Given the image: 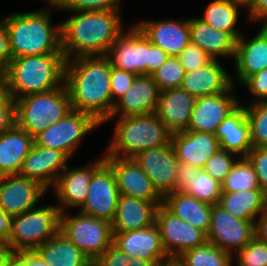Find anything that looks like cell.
<instances>
[{
  "label": "cell",
  "mask_w": 267,
  "mask_h": 266,
  "mask_svg": "<svg viewBox=\"0 0 267 266\" xmlns=\"http://www.w3.org/2000/svg\"><path fill=\"white\" fill-rule=\"evenodd\" d=\"M15 124V100L5 87L0 91V134Z\"/></svg>",
  "instance_id": "47"
},
{
  "label": "cell",
  "mask_w": 267,
  "mask_h": 266,
  "mask_svg": "<svg viewBox=\"0 0 267 266\" xmlns=\"http://www.w3.org/2000/svg\"><path fill=\"white\" fill-rule=\"evenodd\" d=\"M27 266H49L36 251H26Z\"/></svg>",
  "instance_id": "56"
},
{
  "label": "cell",
  "mask_w": 267,
  "mask_h": 266,
  "mask_svg": "<svg viewBox=\"0 0 267 266\" xmlns=\"http://www.w3.org/2000/svg\"><path fill=\"white\" fill-rule=\"evenodd\" d=\"M218 205L239 219L255 222L267 208V195L263 190L222 192Z\"/></svg>",
  "instance_id": "32"
},
{
  "label": "cell",
  "mask_w": 267,
  "mask_h": 266,
  "mask_svg": "<svg viewBox=\"0 0 267 266\" xmlns=\"http://www.w3.org/2000/svg\"><path fill=\"white\" fill-rule=\"evenodd\" d=\"M235 3L241 4L245 11L252 5L255 0H232Z\"/></svg>",
  "instance_id": "61"
},
{
  "label": "cell",
  "mask_w": 267,
  "mask_h": 266,
  "mask_svg": "<svg viewBox=\"0 0 267 266\" xmlns=\"http://www.w3.org/2000/svg\"><path fill=\"white\" fill-rule=\"evenodd\" d=\"M133 159L162 197L174 192L179 161L171 142L160 147L146 149Z\"/></svg>",
  "instance_id": "16"
},
{
  "label": "cell",
  "mask_w": 267,
  "mask_h": 266,
  "mask_svg": "<svg viewBox=\"0 0 267 266\" xmlns=\"http://www.w3.org/2000/svg\"><path fill=\"white\" fill-rule=\"evenodd\" d=\"M136 77V74L123 69L115 68L111 64L110 87L112 101L114 103H116L132 86Z\"/></svg>",
  "instance_id": "43"
},
{
  "label": "cell",
  "mask_w": 267,
  "mask_h": 266,
  "mask_svg": "<svg viewBox=\"0 0 267 266\" xmlns=\"http://www.w3.org/2000/svg\"><path fill=\"white\" fill-rule=\"evenodd\" d=\"M255 168L261 190L267 195V147H255L247 155Z\"/></svg>",
  "instance_id": "46"
},
{
  "label": "cell",
  "mask_w": 267,
  "mask_h": 266,
  "mask_svg": "<svg viewBox=\"0 0 267 266\" xmlns=\"http://www.w3.org/2000/svg\"><path fill=\"white\" fill-rule=\"evenodd\" d=\"M159 93L160 90L152 75H137L132 86L115 103L110 118L155 112Z\"/></svg>",
  "instance_id": "21"
},
{
  "label": "cell",
  "mask_w": 267,
  "mask_h": 266,
  "mask_svg": "<svg viewBox=\"0 0 267 266\" xmlns=\"http://www.w3.org/2000/svg\"><path fill=\"white\" fill-rule=\"evenodd\" d=\"M113 244L130 258L145 260H167L160 231L154 224L140 230L113 233Z\"/></svg>",
  "instance_id": "23"
},
{
  "label": "cell",
  "mask_w": 267,
  "mask_h": 266,
  "mask_svg": "<svg viewBox=\"0 0 267 266\" xmlns=\"http://www.w3.org/2000/svg\"><path fill=\"white\" fill-rule=\"evenodd\" d=\"M111 119H117V122L104 156L134 158L146 149L160 147L171 142L172 133L155 112L109 118L107 121Z\"/></svg>",
  "instance_id": "5"
},
{
  "label": "cell",
  "mask_w": 267,
  "mask_h": 266,
  "mask_svg": "<svg viewBox=\"0 0 267 266\" xmlns=\"http://www.w3.org/2000/svg\"><path fill=\"white\" fill-rule=\"evenodd\" d=\"M162 204L120 195L111 222L112 232L140 230L154 225L157 208Z\"/></svg>",
  "instance_id": "28"
},
{
  "label": "cell",
  "mask_w": 267,
  "mask_h": 266,
  "mask_svg": "<svg viewBox=\"0 0 267 266\" xmlns=\"http://www.w3.org/2000/svg\"><path fill=\"white\" fill-rule=\"evenodd\" d=\"M60 232L92 263L113 243L111 222L79 211L61 212Z\"/></svg>",
  "instance_id": "8"
},
{
  "label": "cell",
  "mask_w": 267,
  "mask_h": 266,
  "mask_svg": "<svg viewBox=\"0 0 267 266\" xmlns=\"http://www.w3.org/2000/svg\"><path fill=\"white\" fill-rule=\"evenodd\" d=\"M66 59L63 53L12 58L4 71L5 89L17 100L64 85Z\"/></svg>",
  "instance_id": "4"
},
{
  "label": "cell",
  "mask_w": 267,
  "mask_h": 266,
  "mask_svg": "<svg viewBox=\"0 0 267 266\" xmlns=\"http://www.w3.org/2000/svg\"><path fill=\"white\" fill-rule=\"evenodd\" d=\"M11 216L0 207V242H8L11 234Z\"/></svg>",
  "instance_id": "54"
},
{
  "label": "cell",
  "mask_w": 267,
  "mask_h": 266,
  "mask_svg": "<svg viewBox=\"0 0 267 266\" xmlns=\"http://www.w3.org/2000/svg\"><path fill=\"white\" fill-rule=\"evenodd\" d=\"M184 67L177 56L169 58L152 74L153 80L161 91L181 86L184 78Z\"/></svg>",
  "instance_id": "39"
},
{
  "label": "cell",
  "mask_w": 267,
  "mask_h": 266,
  "mask_svg": "<svg viewBox=\"0 0 267 266\" xmlns=\"http://www.w3.org/2000/svg\"><path fill=\"white\" fill-rule=\"evenodd\" d=\"M200 169L183 161H179L176 174L175 192H180L186 183L190 182L193 175L197 174Z\"/></svg>",
  "instance_id": "49"
},
{
  "label": "cell",
  "mask_w": 267,
  "mask_h": 266,
  "mask_svg": "<svg viewBox=\"0 0 267 266\" xmlns=\"http://www.w3.org/2000/svg\"><path fill=\"white\" fill-rule=\"evenodd\" d=\"M112 169L120 195L152 203H163V197L154 188L152 181L133 158L104 156Z\"/></svg>",
  "instance_id": "15"
},
{
  "label": "cell",
  "mask_w": 267,
  "mask_h": 266,
  "mask_svg": "<svg viewBox=\"0 0 267 266\" xmlns=\"http://www.w3.org/2000/svg\"><path fill=\"white\" fill-rule=\"evenodd\" d=\"M48 190L39 182L18 174L0 176V207L11 217L38 206Z\"/></svg>",
  "instance_id": "17"
},
{
  "label": "cell",
  "mask_w": 267,
  "mask_h": 266,
  "mask_svg": "<svg viewBox=\"0 0 267 266\" xmlns=\"http://www.w3.org/2000/svg\"><path fill=\"white\" fill-rule=\"evenodd\" d=\"M162 205L176 217L208 234L212 205L186 193L175 191L163 197Z\"/></svg>",
  "instance_id": "31"
},
{
  "label": "cell",
  "mask_w": 267,
  "mask_h": 266,
  "mask_svg": "<svg viewBox=\"0 0 267 266\" xmlns=\"http://www.w3.org/2000/svg\"><path fill=\"white\" fill-rule=\"evenodd\" d=\"M171 144L178 161L199 169H203L207 160L220 149L213 134L190 130L173 133Z\"/></svg>",
  "instance_id": "25"
},
{
  "label": "cell",
  "mask_w": 267,
  "mask_h": 266,
  "mask_svg": "<svg viewBox=\"0 0 267 266\" xmlns=\"http://www.w3.org/2000/svg\"><path fill=\"white\" fill-rule=\"evenodd\" d=\"M71 109L64 84L48 92L29 94L15 100V124L35 137L61 120Z\"/></svg>",
  "instance_id": "6"
},
{
  "label": "cell",
  "mask_w": 267,
  "mask_h": 266,
  "mask_svg": "<svg viewBox=\"0 0 267 266\" xmlns=\"http://www.w3.org/2000/svg\"><path fill=\"white\" fill-rule=\"evenodd\" d=\"M128 29L116 38L107 57L115 68L136 75H146V64H149V39L136 24Z\"/></svg>",
  "instance_id": "12"
},
{
  "label": "cell",
  "mask_w": 267,
  "mask_h": 266,
  "mask_svg": "<svg viewBox=\"0 0 267 266\" xmlns=\"http://www.w3.org/2000/svg\"><path fill=\"white\" fill-rule=\"evenodd\" d=\"M121 0H67L62 11L122 10Z\"/></svg>",
  "instance_id": "44"
},
{
  "label": "cell",
  "mask_w": 267,
  "mask_h": 266,
  "mask_svg": "<svg viewBox=\"0 0 267 266\" xmlns=\"http://www.w3.org/2000/svg\"><path fill=\"white\" fill-rule=\"evenodd\" d=\"M60 215L56 204H46L13 216L7 243L15 253L35 251L60 231Z\"/></svg>",
  "instance_id": "7"
},
{
  "label": "cell",
  "mask_w": 267,
  "mask_h": 266,
  "mask_svg": "<svg viewBox=\"0 0 267 266\" xmlns=\"http://www.w3.org/2000/svg\"><path fill=\"white\" fill-rule=\"evenodd\" d=\"M233 265L267 266V243L254 237L233 256Z\"/></svg>",
  "instance_id": "40"
},
{
  "label": "cell",
  "mask_w": 267,
  "mask_h": 266,
  "mask_svg": "<svg viewBox=\"0 0 267 266\" xmlns=\"http://www.w3.org/2000/svg\"><path fill=\"white\" fill-rule=\"evenodd\" d=\"M222 192L261 190L255 168L247 157H239L221 183Z\"/></svg>",
  "instance_id": "35"
},
{
  "label": "cell",
  "mask_w": 267,
  "mask_h": 266,
  "mask_svg": "<svg viewBox=\"0 0 267 266\" xmlns=\"http://www.w3.org/2000/svg\"><path fill=\"white\" fill-rule=\"evenodd\" d=\"M100 125L90 114L71 109L61 120L36 135L34 142L60 150L72 159L82 139Z\"/></svg>",
  "instance_id": "9"
},
{
  "label": "cell",
  "mask_w": 267,
  "mask_h": 266,
  "mask_svg": "<svg viewBox=\"0 0 267 266\" xmlns=\"http://www.w3.org/2000/svg\"><path fill=\"white\" fill-rule=\"evenodd\" d=\"M34 137L14 124L0 134V176L18 174L30 152Z\"/></svg>",
  "instance_id": "30"
},
{
  "label": "cell",
  "mask_w": 267,
  "mask_h": 266,
  "mask_svg": "<svg viewBox=\"0 0 267 266\" xmlns=\"http://www.w3.org/2000/svg\"><path fill=\"white\" fill-rule=\"evenodd\" d=\"M240 85H244L252 97L250 104L267 100V68L246 78Z\"/></svg>",
  "instance_id": "45"
},
{
  "label": "cell",
  "mask_w": 267,
  "mask_h": 266,
  "mask_svg": "<svg viewBox=\"0 0 267 266\" xmlns=\"http://www.w3.org/2000/svg\"><path fill=\"white\" fill-rule=\"evenodd\" d=\"M105 163L104 154L90 165L66 169L59 175L52 187L61 212L81 208L89 190L92 175Z\"/></svg>",
  "instance_id": "13"
},
{
  "label": "cell",
  "mask_w": 267,
  "mask_h": 266,
  "mask_svg": "<svg viewBox=\"0 0 267 266\" xmlns=\"http://www.w3.org/2000/svg\"><path fill=\"white\" fill-rule=\"evenodd\" d=\"M49 266H92V262L60 231L35 250Z\"/></svg>",
  "instance_id": "33"
},
{
  "label": "cell",
  "mask_w": 267,
  "mask_h": 266,
  "mask_svg": "<svg viewBox=\"0 0 267 266\" xmlns=\"http://www.w3.org/2000/svg\"><path fill=\"white\" fill-rule=\"evenodd\" d=\"M220 63L214 59L202 68L185 72L180 87L196 98L228 91L237 81Z\"/></svg>",
  "instance_id": "26"
},
{
  "label": "cell",
  "mask_w": 267,
  "mask_h": 266,
  "mask_svg": "<svg viewBox=\"0 0 267 266\" xmlns=\"http://www.w3.org/2000/svg\"><path fill=\"white\" fill-rule=\"evenodd\" d=\"M254 223L235 217L218 204L212 205L207 242L234 256L255 237Z\"/></svg>",
  "instance_id": "10"
},
{
  "label": "cell",
  "mask_w": 267,
  "mask_h": 266,
  "mask_svg": "<svg viewBox=\"0 0 267 266\" xmlns=\"http://www.w3.org/2000/svg\"><path fill=\"white\" fill-rule=\"evenodd\" d=\"M155 225L169 257H179L183 252L207 242V235L203 231L176 217L163 205L157 208Z\"/></svg>",
  "instance_id": "11"
},
{
  "label": "cell",
  "mask_w": 267,
  "mask_h": 266,
  "mask_svg": "<svg viewBox=\"0 0 267 266\" xmlns=\"http://www.w3.org/2000/svg\"><path fill=\"white\" fill-rule=\"evenodd\" d=\"M190 42L207 52L213 59L234 60L236 40L226 32L210 26L199 17L189 18Z\"/></svg>",
  "instance_id": "29"
},
{
  "label": "cell",
  "mask_w": 267,
  "mask_h": 266,
  "mask_svg": "<svg viewBox=\"0 0 267 266\" xmlns=\"http://www.w3.org/2000/svg\"><path fill=\"white\" fill-rule=\"evenodd\" d=\"M5 87L4 71L0 69V91Z\"/></svg>",
  "instance_id": "62"
},
{
  "label": "cell",
  "mask_w": 267,
  "mask_h": 266,
  "mask_svg": "<svg viewBox=\"0 0 267 266\" xmlns=\"http://www.w3.org/2000/svg\"><path fill=\"white\" fill-rule=\"evenodd\" d=\"M152 44L158 46L169 56H179L190 43L189 18L146 20L136 23Z\"/></svg>",
  "instance_id": "20"
},
{
  "label": "cell",
  "mask_w": 267,
  "mask_h": 266,
  "mask_svg": "<svg viewBox=\"0 0 267 266\" xmlns=\"http://www.w3.org/2000/svg\"><path fill=\"white\" fill-rule=\"evenodd\" d=\"M246 12L247 20L262 26L267 24V0H255Z\"/></svg>",
  "instance_id": "52"
},
{
  "label": "cell",
  "mask_w": 267,
  "mask_h": 266,
  "mask_svg": "<svg viewBox=\"0 0 267 266\" xmlns=\"http://www.w3.org/2000/svg\"><path fill=\"white\" fill-rule=\"evenodd\" d=\"M165 260H145L141 258H131L128 266H160Z\"/></svg>",
  "instance_id": "57"
},
{
  "label": "cell",
  "mask_w": 267,
  "mask_h": 266,
  "mask_svg": "<svg viewBox=\"0 0 267 266\" xmlns=\"http://www.w3.org/2000/svg\"><path fill=\"white\" fill-rule=\"evenodd\" d=\"M120 194L112 169L104 163L91 177L80 213L112 222Z\"/></svg>",
  "instance_id": "14"
},
{
  "label": "cell",
  "mask_w": 267,
  "mask_h": 266,
  "mask_svg": "<svg viewBox=\"0 0 267 266\" xmlns=\"http://www.w3.org/2000/svg\"><path fill=\"white\" fill-rule=\"evenodd\" d=\"M52 11L40 8L32 12H12L2 18L6 24L12 58L63 53L61 23L53 25Z\"/></svg>",
  "instance_id": "3"
},
{
  "label": "cell",
  "mask_w": 267,
  "mask_h": 266,
  "mask_svg": "<svg viewBox=\"0 0 267 266\" xmlns=\"http://www.w3.org/2000/svg\"><path fill=\"white\" fill-rule=\"evenodd\" d=\"M160 266H185L178 257H169Z\"/></svg>",
  "instance_id": "60"
},
{
  "label": "cell",
  "mask_w": 267,
  "mask_h": 266,
  "mask_svg": "<svg viewBox=\"0 0 267 266\" xmlns=\"http://www.w3.org/2000/svg\"><path fill=\"white\" fill-rule=\"evenodd\" d=\"M178 258L185 266H233V256L209 242L183 252Z\"/></svg>",
  "instance_id": "36"
},
{
  "label": "cell",
  "mask_w": 267,
  "mask_h": 266,
  "mask_svg": "<svg viewBox=\"0 0 267 266\" xmlns=\"http://www.w3.org/2000/svg\"><path fill=\"white\" fill-rule=\"evenodd\" d=\"M74 14L61 23V50L66 60L107 56L125 30L120 10L66 11Z\"/></svg>",
  "instance_id": "2"
},
{
  "label": "cell",
  "mask_w": 267,
  "mask_h": 266,
  "mask_svg": "<svg viewBox=\"0 0 267 266\" xmlns=\"http://www.w3.org/2000/svg\"><path fill=\"white\" fill-rule=\"evenodd\" d=\"M235 88L233 85L224 93L198 97L188 130L214 135L222 121L240 104V100L233 95Z\"/></svg>",
  "instance_id": "19"
},
{
  "label": "cell",
  "mask_w": 267,
  "mask_h": 266,
  "mask_svg": "<svg viewBox=\"0 0 267 266\" xmlns=\"http://www.w3.org/2000/svg\"><path fill=\"white\" fill-rule=\"evenodd\" d=\"M69 160L70 158L60 150L34 143L22 162L18 175L39 182L49 192L59 175L69 165Z\"/></svg>",
  "instance_id": "18"
},
{
  "label": "cell",
  "mask_w": 267,
  "mask_h": 266,
  "mask_svg": "<svg viewBox=\"0 0 267 266\" xmlns=\"http://www.w3.org/2000/svg\"><path fill=\"white\" fill-rule=\"evenodd\" d=\"M12 55L9 47V37L6 24L3 19L0 20V69L5 71L11 62Z\"/></svg>",
  "instance_id": "50"
},
{
  "label": "cell",
  "mask_w": 267,
  "mask_h": 266,
  "mask_svg": "<svg viewBox=\"0 0 267 266\" xmlns=\"http://www.w3.org/2000/svg\"><path fill=\"white\" fill-rule=\"evenodd\" d=\"M245 9L241 4L232 0H212L206 6L204 15L199 17L210 26L229 33L237 40L243 32L236 27L239 20V11Z\"/></svg>",
  "instance_id": "34"
},
{
  "label": "cell",
  "mask_w": 267,
  "mask_h": 266,
  "mask_svg": "<svg viewBox=\"0 0 267 266\" xmlns=\"http://www.w3.org/2000/svg\"><path fill=\"white\" fill-rule=\"evenodd\" d=\"M14 253V250L7 242H0V266H7Z\"/></svg>",
  "instance_id": "55"
},
{
  "label": "cell",
  "mask_w": 267,
  "mask_h": 266,
  "mask_svg": "<svg viewBox=\"0 0 267 266\" xmlns=\"http://www.w3.org/2000/svg\"><path fill=\"white\" fill-rule=\"evenodd\" d=\"M210 205L218 204L222 194L221 183L200 169L180 191Z\"/></svg>",
  "instance_id": "37"
},
{
  "label": "cell",
  "mask_w": 267,
  "mask_h": 266,
  "mask_svg": "<svg viewBox=\"0 0 267 266\" xmlns=\"http://www.w3.org/2000/svg\"><path fill=\"white\" fill-rule=\"evenodd\" d=\"M254 232L258 240L267 243V208L257 217Z\"/></svg>",
  "instance_id": "53"
},
{
  "label": "cell",
  "mask_w": 267,
  "mask_h": 266,
  "mask_svg": "<svg viewBox=\"0 0 267 266\" xmlns=\"http://www.w3.org/2000/svg\"><path fill=\"white\" fill-rule=\"evenodd\" d=\"M258 31L248 40L245 34L236 40L235 79H238L239 84L267 68V28L261 26Z\"/></svg>",
  "instance_id": "24"
},
{
  "label": "cell",
  "mask_w": 267,
  "mask_h": 266,
  "mask_svg": "<svg viewBox=\"0 0 267 266\" xmlns=\"http://www.w3.org/2000/svg\"><path fill=\"white\" fill-rule=\"evenodd\" d=\"M243 105L250 125L252 148L267 147V104L258 102Z\"/></svg>",
  "instance_id": "38"
},
{
  "label": "cell",
  "mask_w": 267,
  "mask_h": 266,
  "mask_svg": "<svg viewBox=\"0 0 267 266\" xmlns=\"http://www.w3.org/2000/svg\"><path fill=\"white\" fill-rule=\"evenodd\" d=\"M178 58L185 72L202 68L214 60L207 52L191 42L181 51Z\"/></svg>",
  "instance_id": "42"
},
{
  "label": "cell",
  "mask_w": 267,
  "mask_h": 266,
  "mask_svg": "<svg viewBox=\"0 0 267 266\" xmlns=\"http://www.w3.org/2000/svg\"><path fill=\"white\" fill-rule=\"evenodd\" d=\"M196 99L181 87L161 91L155 114L172 134L186 131Z\"/></svg>",
  "instance_id": "22"
},
{
  "label": "cell",
  "mask_w": 267,
  "mask_h": 266,
  "mask_svg": "<svg viewBox=\"0 0 267 266\" xmlns=\"http://www.w3.org/2000/svg\"><path fill=\"white\" fill-rule=\"evenodd\" d=\"M169 55L149 40V64H146V75H152L167 59Z\"/></svg>",
  "instance_id": "51"
},
{
  "label": "cell",
  "mask_w": 267,
  "mask_h": 266,
  "mask_svg": "<svg viewBox=\"0 0 267 266\" xmlns=\"http://www.w3.org/2000/svg\"><path fill=\"white\" fill-rule=\"evenodd\" d=\"M214 136L219 141L220 149L232 152L238 157H247L252 149V142L242 101L217 127Z\"/></svg>",
  "instance_id": "27"
},
{
  "label": "cell",
  "mask_w": 267,
  "mask_h": 266,
  "mask_svg": "<svg viewBox=\"0 0 267 266\" xmlns=\"http://www.w3.org/2000/svg\"><path fill=\"white\" fill-rule=\"evenodd\" d=\"M7 266H27L26 265V251L14 253L9 260Z\"/></svg>",
  "instance_id": "58"
},
{
  "label": "cell",
  "mask_w": 267,
  "mask_h": 266,
  "mask_svg": "<svg viewBox=\"0 0 267 266\" xmlns=\"http://www.w3.org/2000/svg\"><path fill=\"white\" fill-rule=\"evenodd\" d=\"M236 158H239L236 154L219 149L207 160L203 170L211 175L216 181L222 183L234 166V163L237 161Z\"/></svg>",
  "instance_id": "41"
},
{
  "label": "cell",
  "mask_w": 267,
  "mask_h": 266,
  "mask_svg": "<svg viewBox=\"0 0 267 266\" xmlns=\"http://www.w3.org/2000/svg\"><path fill=\"white\" fill-rule=\"evenodd\" d=\"M130 257L113 243L92 263V266H128Z\"/></svg>",
  "instance_id": "48"
},
{
  "label": "cell",
  "mask_w": 267,
  "mask_h": 266,
  "mask_svg": "<svg viewBox=\"0 0 267 266\" xmlns=\"http://www.w3.org/2000/svg\"><path fill=\"white\" fill-rule=\"evenodd\" d=\"M67 0H46V7L43 9H57L63 10L66 5Z\"/></svg>",
  "instance_id": "59"
},
{
  "label": "cell",
  "mask_w": 267,
  "mask_h": 266,
  "mask_svg": "<svg viewBox=\"0 0 267 266\" xmlns=\"http://www.w3.org/2000/svg\"><path fill=\"white\" fill-rule=\"evenodd\" d=\"M111 62L107 56H80L66 60L64 84L71 108L90 114L101 125L114 109Z\"/></svg>",
  "instance_id": "1"
}]
</instances>
